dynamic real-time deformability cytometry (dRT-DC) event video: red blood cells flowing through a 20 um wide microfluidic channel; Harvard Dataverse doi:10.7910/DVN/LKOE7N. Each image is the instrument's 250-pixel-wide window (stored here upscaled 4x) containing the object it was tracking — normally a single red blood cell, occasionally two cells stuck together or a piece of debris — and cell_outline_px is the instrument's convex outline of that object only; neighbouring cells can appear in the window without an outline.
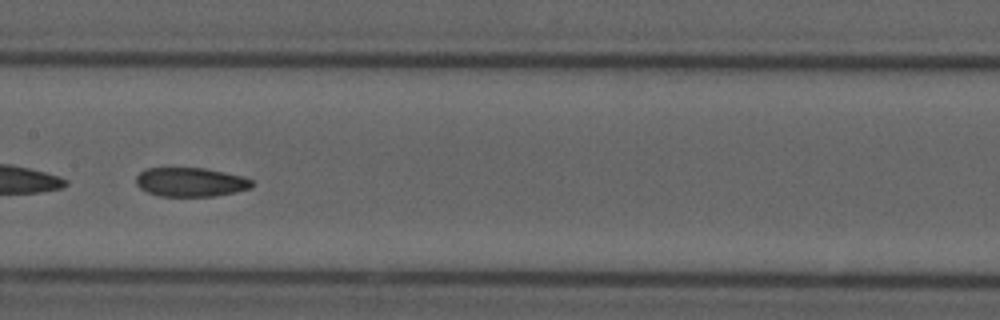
{"species": "common noctule bat (a hibernating species)", "species_latin": "Nyctalus noctula", "temperature_condition": "cold", "stored_images_in_passage": 7, "camera_frame_rate_fps": 3000, "um_per_image_px": 0.085, "animal": {"sex": "male", "forearm_length_mm": 52.5}, "frame": {"image": 1, "passage_image": 5, "time_ms": 5.0, "image_size_px": [1000, 320], "cell_outline_px": [[256, 184], [252, 188], [236, 192], [216, 196], [160, 196], [148, 192], [140, 188], [136, 184], [136, 176], [144, 168], [204, 168], [244, 176], [252, 180]], "centroid_in_image_um": [16.24, 15.48], "position_along_channel_um": 191.2, "area_um2": 19.83}}
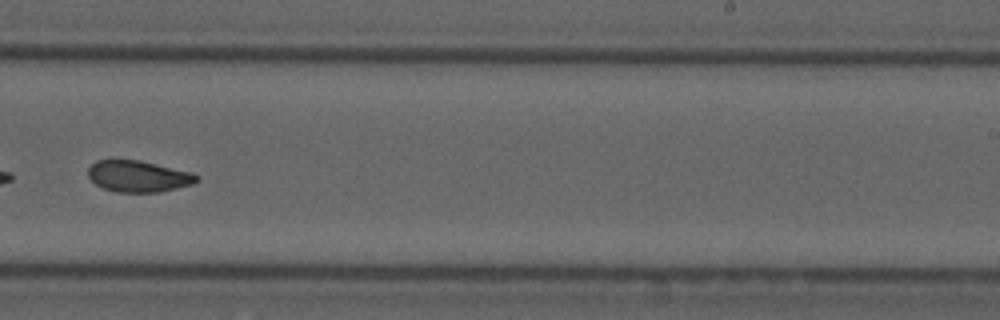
{"frame": {"image": 2, "passage_image": 7, "time_ms": 7.333, "image_size_px": [1000, 320], "cell_outline_px": [[200, 180], [192, 184], [160, 192], [116, 192], [104, 188], [96, 184], [88, 176], [88, 168], [96, 160], [140, 160], [192, 172], [200, 176]], "centroid_in_image_um": [11.79, 14.98], "position_along_channel_um": 277.2, "area_um2": 19.88}}